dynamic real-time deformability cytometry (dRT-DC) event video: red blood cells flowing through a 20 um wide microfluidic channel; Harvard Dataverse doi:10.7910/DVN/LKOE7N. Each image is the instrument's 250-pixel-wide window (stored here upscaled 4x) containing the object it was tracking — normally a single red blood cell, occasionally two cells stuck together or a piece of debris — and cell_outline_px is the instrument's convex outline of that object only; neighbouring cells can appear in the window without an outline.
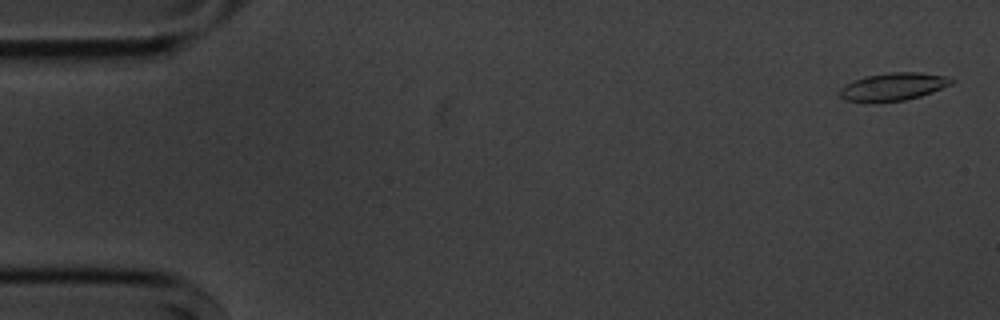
{"species": "common noctule bat (a hibernating species)", "species_latin": "Nyctalus noctula", "temperature_condition": "cold", "stored_images_in_passage": 6, "segment_of_instrument_passage": [1, 2], "camera_frame_rate_fps": 3000, "um_per_image_px": 0.085, "animal": {"sex": "male", "body_mass_g": 20.1, "forearm_length_mm": 53.5}, "frame": {"image": 1, "passage_image": 1, "time_ms": 0.0, "image_size_px": [1000, 320], "cell_outline_px": [[956, 80], [952, 84], [932, 92], [920, 96], [904, 100], [844, 100], [840, 96], [840, 88], [864, 76], [892, 72], [920, 72], [944, 76]], "centroid_in_image_um": [75.99, 7.33], "position_along_channel_um": 9.0, "area_um2": 17.4}}
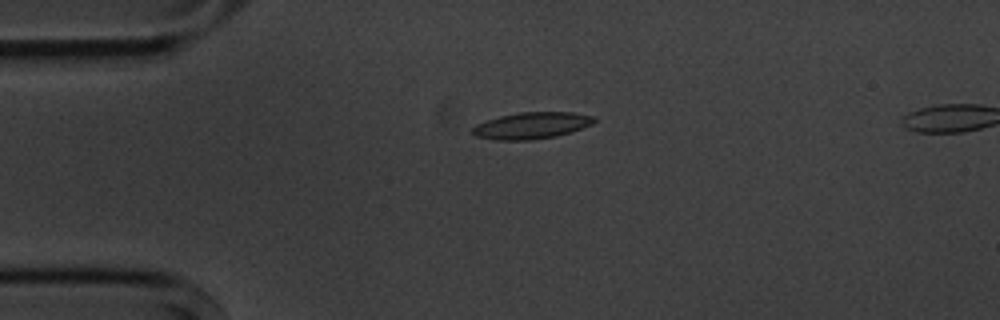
{"frame": {"image": 2, "passage_image": 4, "time_ms": 3.667, "image_size_px": [1000, 320], "cell_outline_px": [[596, 120], [592, 124], [556, 136], [532, 140], [496, 140], [476, 136], [472, 132], [472, 128], [476, 124], [500, 116], [520, 112], [572, 112], [596, 116]], "centroid_in_image_um": [45.19, 10.66], "position_along_channel_um": 39.8, "area_um2": 18.73}}